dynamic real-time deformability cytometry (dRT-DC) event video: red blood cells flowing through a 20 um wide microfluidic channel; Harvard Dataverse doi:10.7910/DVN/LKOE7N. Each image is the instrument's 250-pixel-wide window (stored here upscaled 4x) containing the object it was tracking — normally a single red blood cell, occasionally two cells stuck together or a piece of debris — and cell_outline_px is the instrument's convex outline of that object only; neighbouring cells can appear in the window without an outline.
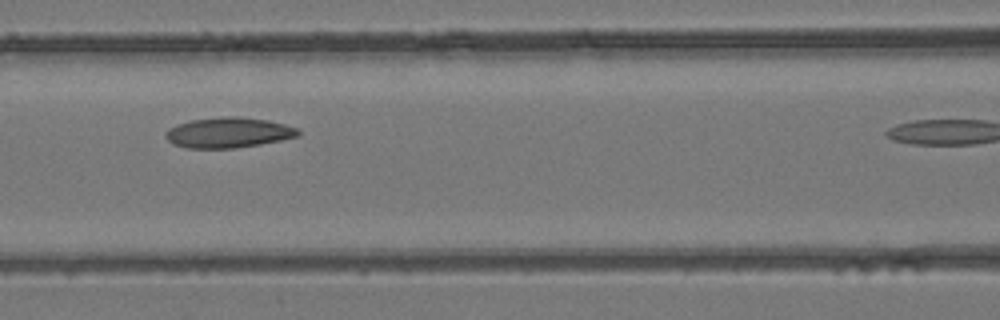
{"species": "common noctule bat (a hibernating species)", "species_latin": "Nyctalus noctula", "temperature_condition": "room temperature", "stored_images_in_passage": 7, "segment_of_instrument_passage": [1, 2], "camera_frame_rate_fps": 3000, "um_per_image_px": 0.085, "animal": {"sex": "female", "body_mass_g": 24.6, "forearm_length_mm": 56.2}, "frame": {"image": 1, "passage_image": 4, "time_ms": 1.0, "image_size_px": [1000, 320], "cell_outline_px": [[300, 136], [260, 144], [236, 148], [184, 148], [172, 144], [164, 136], [164, 132], [168, 128], [176, 124], [192, 120], [220, 116], [240, 116], [268, 120], [284, 124], [296, 128], [300, 132]], "centroid_in_image_um": [19.37, 11.27], "position_along_channel_um": 147.2, "area_um2": 23.7}}
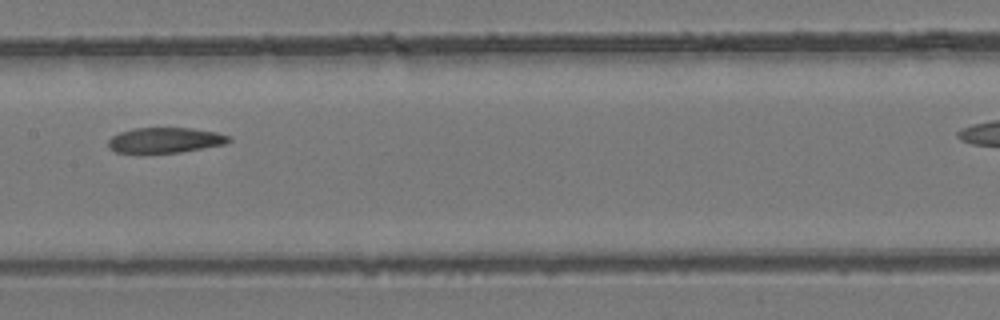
{"frame": {"image": 2, "passage_image": 6, "time_ms": 1.667, "image_size_px": [1000, 320], "cell_outline_px": [[232, 140], [224, 144], [180, 152], [140, 156], [116, 152], [108, 148], [108, 140], [112, 136], [120, 132], [136, 128], [192, 128], [216, 132], [228, 136]], "centroid_in_image_um": [13.94, 11.96], "position_along_channel_um": 193.5, "area_um2": 18.44}}